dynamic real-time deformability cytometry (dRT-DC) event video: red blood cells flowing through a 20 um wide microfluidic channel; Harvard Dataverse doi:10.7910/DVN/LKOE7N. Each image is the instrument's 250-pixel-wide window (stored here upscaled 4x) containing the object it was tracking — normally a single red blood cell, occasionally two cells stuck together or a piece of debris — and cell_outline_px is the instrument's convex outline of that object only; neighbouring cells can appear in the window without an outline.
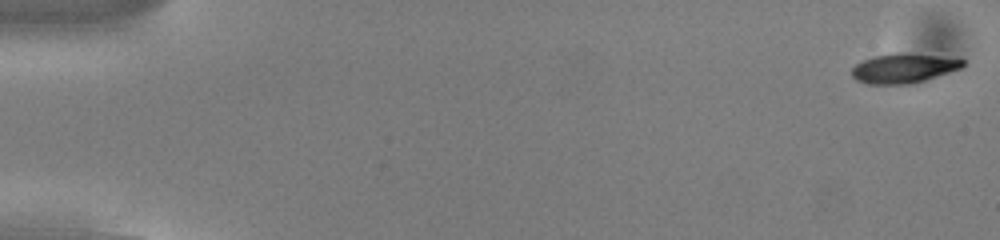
{"species": "common noctule bat (a hibernating species)", "species_latin": "Nyctalus noctula", "temperature_condition": "cold", "stored_images_in_passage": 54, "camera_frame_rate_fps": 3000, "um_per_image_px": 0.085, "animal": {"sex": "male", "body_mass_g": 13.0, "forearm_length_mm": 53.1}, "frame": {"image": 1, "passage_image": 1, "time_ms": 0.0, "image_size_px": [1000, 240], "cell_outline_px": [[964, 64], [960, 68], [924, 80], [908, 84], [868, 84], [856, 80], [852, 76], [852, 68], [856, 64], [864, 60], [876, 56], [896, 52], [904, 52], [936, 56], [964, 60]], "centroid_in_image_um": [76.75, 5.8], "position_along_channel_um": 8.2, "area_um2": 18.73}}
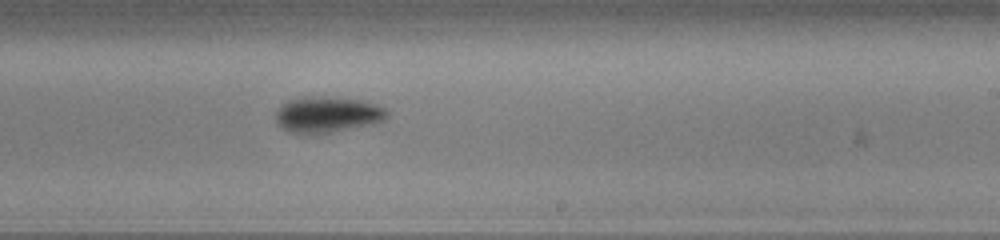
{"frame": {"image": 2, "passage_image": 33, "time_ms": 10.667, "image_size_px": [1000, 240], "cell_outline_px": [[388, 116], [384, 120], [376, 124], [328, 132], [288, 132], [276, 124], [276, 112], [288, 100], [296, 96], [304, 96], [360, 100], [376, 104], [384, 108], [388, 112]], "centroid_in_image_um": [27.83, 9.73], "position_along_channel_um": 261.2, "area_um2": 22.95}}
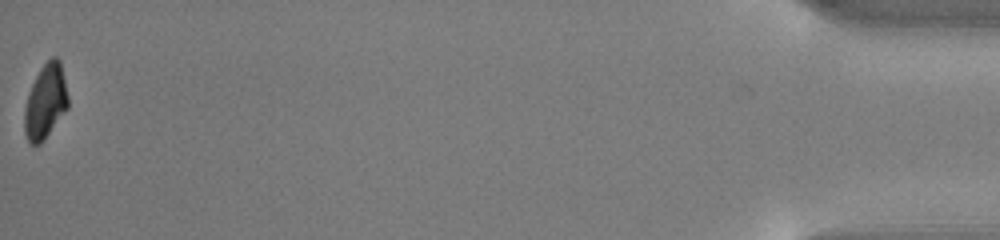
{"frame": {"image": 3, "passage_image": 54, "time_ms": 17.667, "image_size_px": [1000, 240], "cell_outline_px": [[68, 108], [40, 144], [32, 144], [28, 140], [24, 132], [24, 108], [28, 92], [40, 68], [52, 56], [56, 56], [60, 60], [68, 96]], "centroid_in_image_um": [3.86, 8.62], "position_along_channel_um": 431.3, "area_um2": 18.84}, "authors_computed_cell_mechanics": {"area_um2": 20.7213, "velocity_mm_per_s": 3.8252, "shape_relaxation_time_tau1_ms": 1.8151, "shape_relaxation_time_tau2_ms": null, "deformation_change_tau1": 0.1244, "deformation_change_tau2": null}}